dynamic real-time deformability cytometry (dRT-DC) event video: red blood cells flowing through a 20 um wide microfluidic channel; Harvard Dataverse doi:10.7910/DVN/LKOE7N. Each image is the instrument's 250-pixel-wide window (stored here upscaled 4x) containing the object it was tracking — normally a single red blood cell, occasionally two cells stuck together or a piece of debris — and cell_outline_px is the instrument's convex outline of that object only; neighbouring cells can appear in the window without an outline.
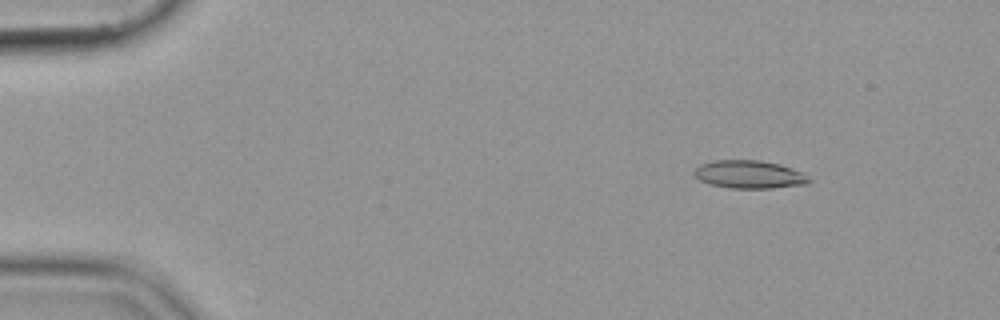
{"species": "common noctule bat (a hibernating species)", "species_latin": "Nyctalus noctula", "temperature_condition": "cold", "stored_images_in_passage": 53, "camera_frame_rate_fps": 3000, "um_per_image_px": 0.085, "animal": {"sex": "female", "body_mass_g": 19.9}, "frame": {"image": 1, "passage_image": 5, "time_ms": 1.333, "image_size_px": [1000, 320], "cell_outline_px": [[812, 180], [808, 184], [772, 188], [732, 188], [712, 184], [700, 180], [692, 172], [700, 164], [716, 160], [760, 160], [780, 164], [792, 168], [800, 172]], "centroid_in_image_um": [63.7, 14.82], "position_along_channel_um": 21.3, "area_um2": 18.61}}
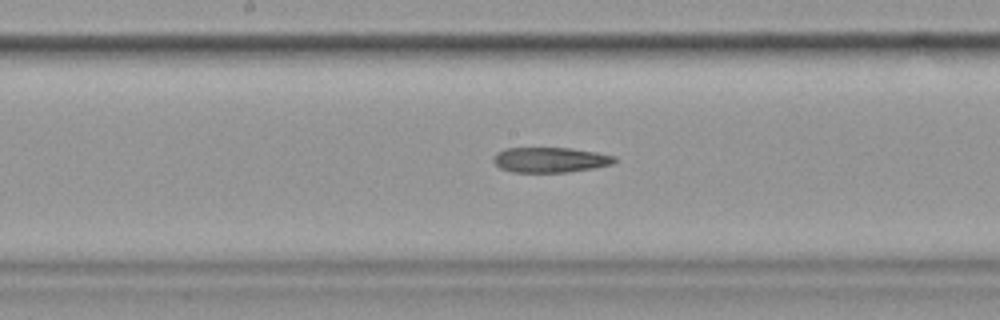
{"frame": {"image": 2, "passage_image": 27, "time_ms": 8.667, "image_size_px": [1000, 320], "cell_outline_px": [[616, 160], [612, 164], [592, 168], [568, 172], [512, 172], [500, 168], [492, 160], [496, 152], [508, 148], [568, 148], [596, 152], [616, 156]], "centroid_in_image_um": [46.75, 13.58], "position_along_channel_um": 201.4, "area_um2": 17.69}}
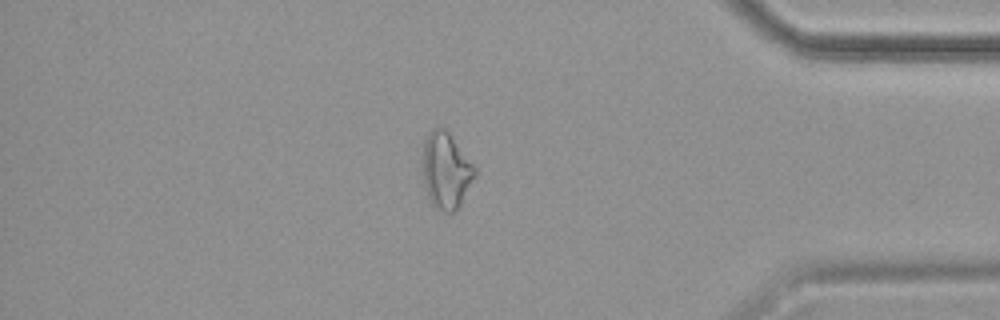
{"frame": {"image": 3, "passage_image": 45, "time_ms": 14.667, "image_size_px": [1000, 320], "cell_outline_px": [[476, 176], [460, 204], [452, 212], [444, 212], [432, 204], [428, 196], [424, 184], [420, 160], [424, 140], [428, 132], [432, 128], [444, 128], [448, 132], [476, 168]], "centroid_in_image_um": [37.87, 14.47], "position_along_channel_um": 397.3, "area_um2": 23.29}}